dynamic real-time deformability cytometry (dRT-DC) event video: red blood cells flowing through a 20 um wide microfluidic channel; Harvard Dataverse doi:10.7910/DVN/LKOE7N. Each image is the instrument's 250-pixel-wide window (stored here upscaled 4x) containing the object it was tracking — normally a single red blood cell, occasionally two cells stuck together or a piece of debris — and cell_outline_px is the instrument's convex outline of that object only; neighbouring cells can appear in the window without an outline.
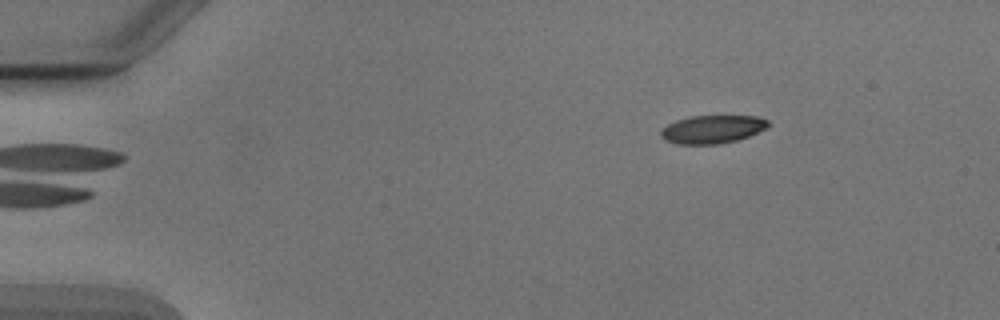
{"species": "Egyptian fruit bat (a non-hibernating species)", "species_latin": "Rousettus aegyptiacus", "temperature_condition": "cold", "stored_images_in_passage": 6, "camera_frame_rate_fps": 3000, "um_per_image_px": 0.085, "animal": {"sex": "male"}, "frame": {"image": 1, "passage_image": 6, "time_ms": 6.0, "image_size_px": [1000, 320], "cell_outline_px": [[772, 124], [768, 128], [748, 136], [736, 140], [720, 144], [676, 144], [664, 140], [660, 136], [660, 132], [668, 124], [676, 120], [692, 116], [756, 116], [768, 120]], "centroid_in_image_um": [60.57, 10.99], "position_along_channel_um": 24.4, "area_um2": 17.69}}